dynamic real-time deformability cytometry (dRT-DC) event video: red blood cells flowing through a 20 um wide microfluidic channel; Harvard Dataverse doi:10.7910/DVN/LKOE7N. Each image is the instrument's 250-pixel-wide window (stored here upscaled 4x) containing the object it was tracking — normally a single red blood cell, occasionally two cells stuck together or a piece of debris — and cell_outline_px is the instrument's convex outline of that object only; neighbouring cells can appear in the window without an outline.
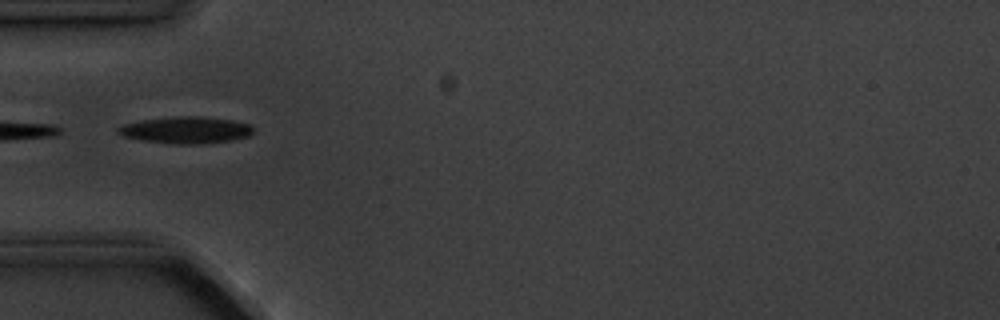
{"species": "common noctule bat (a hibernating species)", "species_latin": "Nyctalus noctula", "temperature_condition": "cold", "stored_images_in_passage": 4, "camera_frame_rate_fps": 3000, "um_per_image_px": 0.085, "animal": {"sex": "male", "body_mass_g": 20.1, "forearm_length_mm": 53.5}, "frame": {"image": 1, "passage_image": 3, "time_ms": 2.333, "image_size_px": [1000, 320], "cell_outline_px": [[252, 132], [248, 136], [232, 140], [200, 144], [176, 144], [144, 140], [124, 136], [116, 132], [116, 128], [124, 124], [140, 120], [176, 116], [200, 116], [232, 120], [248, 124], [252, 128]], "centroid_in_image_um": [15.78, 11.05], "position_along_channel_um": 69.2, "area_um2": 20.92}}
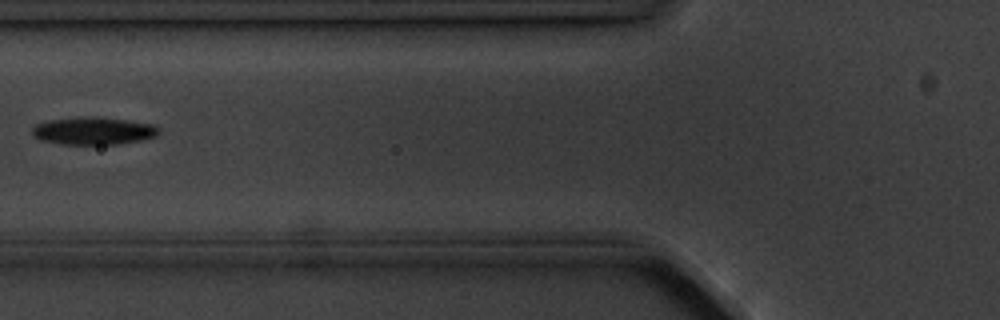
{"frame": {"image": 2, "passage_image": 4, "time_ms": 3.667, "image_size_px": [1000, 320], "cell_outline_px": [[160, 132], [156, 136], [140, 140], [120, 144], [60, 144], [40, 140], [32, 136], [32, 128], [36, 124], [48, 120], [80, 116], [96, 116], [128, 120], [152, 124], [160, 128]], "centroid_in_image_um": [7.92, 11.11], "position_along_channel_um": 117.9, "area_um2": 20.63}}